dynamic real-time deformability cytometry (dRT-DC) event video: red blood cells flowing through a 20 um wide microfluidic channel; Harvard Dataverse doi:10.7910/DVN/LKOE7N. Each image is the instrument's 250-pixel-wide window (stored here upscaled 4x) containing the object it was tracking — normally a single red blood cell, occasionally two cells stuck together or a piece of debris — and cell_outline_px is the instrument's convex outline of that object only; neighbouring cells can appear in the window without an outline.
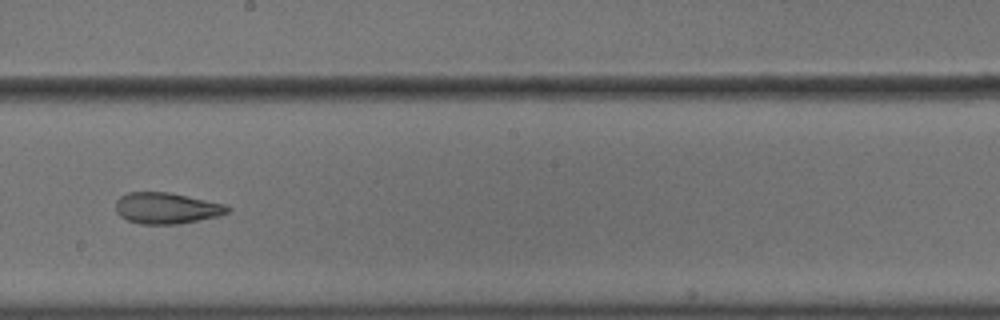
{"species": "common noctule bat (a hibernating species)", "species_latin": "Nyctalus noctula", "temperature_condition": "cold", "stored_images_in_passage": 55, "camera_frame_rate_fps": 3000, "um_per_image_px": 0.085, "animal": {"sex": "male", "body_mass_g": 18.8}, "frame": {"image": 1, "passage_image": 32, "time_ms": 10.333, "image_size_px": [1000, 320], "cell_outline_px": [[232, 208], [228, 212], [220, 216], [180, 224], [140, 224], [128, 220], [120, 216], [116, 212], [116, 200], [120, 196], [128, 192], [168, 192], [224, 204]], "centroid_in_image_um": [14.15, 17.7], "position_along_channel_um": 234.0, "area_um2": 20.35}, "authors_computed_cell_mechanics": {"area_um2": 24.854, "velocity_mm_per_s": 3.636, "shape_relaxation_time_tau1_ms": null, "shape_relaxation_time_tau2_ms": 3.1955, "deformation_change_tau1": null, "deformation_change_tau2": 0.1018}}